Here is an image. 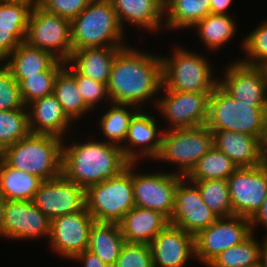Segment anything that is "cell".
<instances>
[{"mask_svg":"<svg viewBox=\"0 0 267 267\" xmlns=\"http://www.w3.org/2000/svg\"><path fill=\"white\" fill-rule=\"evenodd\" d=\"M125 243L119 223L94 221L87 249L105 264L114 267Z\"/></svg>","mask_w":267,"mask_h":267,"instance_id":"cell-27","label":"cell"},{"mask_svg":"<svg viewBox=\"0 0 267 267\" xmlns=\"http://www.w3.org/2000/svg\"><path fill=\"white\" fill-rule=\"evenodd\" d=\"M213 146L229 157L237 167L261 164V139L228 130H211Z\"/></svg>","mask_w":267,"mask_h":267,"instance_id":"cell-23","label":"cell"},{"mask_svg":"<svg viewBox=\"0 0 267 267\" xmlns=\"http://www.w3.org/2000/svg\"><path fill=\"white\" fill-rule=\"evenodd\" d=\"M261 165L267 168V131L261 139Z\"/></svg>","mask_w":267,"mask_h":267,"instance_id":"cell-48","label":"cell"},{"mask_svg":"<svg viewBox=\"0 0 267 267\" xmlns=\"http://www.w3.org/2000/svg\"><path fill=\"white\" fill-rule=\"evenodd\" d=\"M162 86L159 54L144 52L129 44L117 52L107 83L112 103L132 104L141 109L144 102L147 105L151 100L156 106Z\"/></svg>","mask_w":267,"mask_h":267,"instance_id":"cell-1","label":"cell"},{"mask_svg":"<svg viewBox=\"0 0 267 267\" xmlns=\"http://www.w3.org/2000/svg\"><path fill=\"white\" fill-rule=\"evenodd\" d=\"M158 97V109L169 125L164 130L195 128L206 125L211 93L181 92L167 90Z\"/></svg>","mask_w":267,"mask_h":267,"instance_id":"cell-11","label":"cell"},{"mask_svg":"<svg viewBox=\"0 0 267 267\" xmlns=\"http://www.w3.org/2000/svg\"><path fill=\"white\" fill-rule=\"evenodd\" d=\"M210 13V0H164L166 30L192 28Z\"/></svg>","mask_w":267,"mask_h":267,"instance_id":"cell-28","label":"cell"},{"mask_svg":"<svg viewBox=\"0 0 267 267\" xmlns=\"http://www.w3.org/2000/svg\"><path fill=\"white\" fill-rule=\"evenodd\" d=\"M94 221L86 207L51 220L48 238L51 250L72 260L88 248L89 233Z\"/></svg>","mask_w":267,"mask_h":267,"instance_id":"cell-14","label":"cell"},{"mask_svg":"<svg viewBox=\"0 0 267 267\" xmlns=\"http://www.w3.org/2000/svg\"><path fill=\"white\" fill-rule=\"evenodd\" d=\"M51 220L33 201L6 200L4 209L5 238L27 240L49 238Z\"/></svg>","mask_w":267,"mask_h":267,"instance_id":"cell-18","label":"cell"},{"mask_svg":"<svg viewBox=\"0 0 267 267\" xmlns=\"http://www.w3.org/2000/svg\"><path fill=\"white\" fill-rule=\"evenodd\" d=\"M206 126L210 130L234 131L262 139L267 131V107L238 102L218 85L209 97Z\"/></svg>","mask_w":267,"mask_h":267,"instance_id":"cell-6","label":"cell"},{"mask_svg":"<svg viewBox=\"0 0 267 267\" xmlns=\"http://www.w3.org/2000/svg\"><path fill=\"white\" fill-rule=\"evenodd\" d=\"M253 232L242 243L226 249L206 267H247L261 261L262 243Z\"/></svg>","mask_w":267,"mask_h":267,"instance_id":"cell-34","label":"cell"},{"mask_svg":"<svg viewBox=\"0 0 267 267\" xmlns=\"http://www.w3.org/2000/svg\"><path fill=\"white\" fill-rule=\"evenodd\" d=\"M21 43L22 41L14 33L0 31V63H5L9 54Z\"/></svg>","mask_w":267,"mask_h":267,"instance_id":"cell-44","label":"cell"},{"mask_svg":"<svg viewBox=\"0 0 267 267\" xmlns=\"http://www.w3.org/2000/svg\"><path fill=\"white\" fill-rule=\"evenodd\" d=\"M252 233L250 219L247 217H219L194 236L195 259L207 266L221 252L242 243Z\"/></svg>","mask_w":267,"mask_h":267,"instance_id":"cell-10","label":"cell"},{"mask_svg":"<svg viewBox=\"0 0 267 267\" xmlns=\"http://www.w3.org/2000/svg\"><path fill=\"white\" fill-rule=\"evenodd\" d=\"M233 0H210V13L229 15L227 10Z\"/></svg>","mask_w":267,"mask_h":267,"instance_id":"cell-47","label":"cell"},{"mask_svg":"<svg viewBox=\"0 0 267 267\" xmlns=\"http://www.w3.org/2000/svg\"><path fill=\"white\" fill-rule=\"evenodd\" d=\"M13 109H27L24 105L18 82L12 72L0 63V111Z\"/></svg>","mask_w":267,"mask_h":267,"instance_id":"cell-41","label":"cell"},{"mask_svg":"<svg viewBox=\"0 0 267 267\" xmlns=\"http://www.w3.org/2000/svg\"><path fill=\"white\" fill-rule=\"evenodd\" d=\"M157 120L144 112L142 108L130 121L124 143L120 146L129 163H137L145 157L155 160L162 143L163 127H158ZM160 129V130H159Z\"/></svg>","mask_w":267,"mask_h":267,"instance_id":"cell-19","label":"cell"},{"mask_svg":"<svg viewBox=\"0 0 267 267\" xmlns=\"http://www.w3.org/2000/svg\"><path fill=\"white\" fill-rule=\"evenodd\" d=\"M72 51L94 47L127 46L110 0H92L70 21ZM125 43V44H124Z\"/></svg>","mask_w":267,"mask_h":267,"instance_id":"cell-4","label":"cell"},{"mask_svg":"<svg viewBox=\"0 0 267 267\" xmlns=\"http://www.w3.org/2000/svg\"><path fill=\"white\" fill-rule=\"evenodd\" d=\"M153 267H185L195 258L194 235L168 224L149 244Z\"/></svg>","mask_w":267,"mask_h":267,"instance_id":"cell-20","label":"cell"},{"mask_svg":"<svg viewBox=\"0 0 267 267\" xmlns=\"http://www.w3.org/2000/svg\"><path fill=\"white\" fill-rule=\"evenodd\" d=\"M119 47H94L72 51L68 62L81 74L107 85Z\"/></svg>","mask_w":267,"mask_h":267,"instance_id":"cell-25","label":"cell"},{"mask_svg":"<svg viewBox=\"0 0 267 267\" xmlns=\"http://www.w3.org/2000/svg\"><path fill=\"white\" fill-rule=\"evenodd\" d=\"M33 202L47 218L53 220L83 210L86 207L85 189L61 174L57 178L44 180Z\"/></svg>","mask_w":267,"mask_h":267,"instance_id":"cell-17","label":"cell"},{"mask_svg":"<svg viewBox=\"0 0 267 267\" xmlns=\"http://www.w3.org/2000/svg\"><path fill=\"white\" fill-rule=\"evenodd\" d=\"M34 4L27 1L0 2V31L12 32L25 42L28 19Z\"/></svg>","mask_w":267,"mask_h":267,"instance_id":"cell-37","label":"cell"},{"mask_svg":"<svg viewBox=\"0 0 267 267\" xmlns=\"http://www.w3.org/2000/svg\"><path fill=\"white\" fill-rule=\"evenodd\" d=\"M109 105L101 115L98 126L107 139L104 141L121 146L126 139L130 121L140 108L132 104L112 102Z\"/></svg>","mask_w":267,"mask_h":267,"instance_id":"cell-31","label":"cell"},{"mask_svg":"<svg viewBox=\"0 0 267 267\" xmlns=\"http://www.w3.org/2000/svg\"><path fill=\"white\" fill-rule=\"evenodd\" d=\"M260 67L262 68L265 78H266V84H267V61H265L262 65H260Z\"/></svg>","mask_w":267,"mask_h":267,"instance_id":"cell-51","label":"cell"},{"mask_svg":"<svg viewBox=\"0 0 267 267\" xmlns=\"http://www.w3.org/2000/svg\"><path fill=\"white\" fill-rule=\"evenodd\" d=\"M245 58L238 59L240 62L260 66L267 61V20L261 22L257 28L247 35L242 41Z\"/></svg>","mask_w":267,"mask_h":267,"instance_id":"cell-40","label":"cell"},{"mask_svg":"<svg viewBox=\"0 0 267 267\" xmlns=\"http://www.w3.org/2000/svg\"><path fill=\"white\" fill-rule=\"evenodd\" d=\"M190 182L198 187L202 200L218 217L233 216L227 180L208 179Z\"/></svg>","mask_w":267,"mask_h":267,"instance_id":"cell-36","label":"cell"},{"mask_svg":"<svg viewBox=\"0 0 267 267\" xmlns=\"http://www.w3.org/2000/svg\"><path fill=\"white\" fill-rule=\"evenodd\" d=\"M64 68L75 78L84 103L91 111H94L101 101L111 103L106 84L81 75L68 61L65 62Z\"/></svg>","mask_w":267,"mask_h":267,"instance_id":"cell-39","label":"cell"},{"mask_svg":"<svg viewBox=\"0 0 267 267\" xmlns=\"http://www.w3.org/2000/svg\"><path fill=\"white\" fill-rule=\"evenodd\" d=\"M86 209L98 222L119 223L135 207L133 194V163L112 179L85 190Z\"/></svg>","mask_w":267,"mask_h":267,"instance_id":"cell-7","label":"cell"},{"mask_svg":"<svg viewBox=\"0 0 267 267\" xmlns=\"http://www.w3.org/2000/svg\"><path fill=\"white\" fill-rule=\"evenodd\" d=\"M247 267H264V265H263L262 261H259L258 263H255L253 265H249Z\"/></svg>","mask_w":267,"mask_h":267,"instance_id":"cell-53","label":"cell"},{"mask_svg":"<svg viewBox=\"0 0 267 267\" xmlns=\"http://www.w3.org/2000/svg\"><path fill=\"white\" fill-rule=\"evenodd\" d=\"M114 267H153L149 244L126 242Z\"/></svg>","mask_w":267,"mask_h":267,"instance_id":"cell-42","label":"cell"},{"mask_svg":"<svg viewBox=\"0 0 267 267\" xmlns=\"http://www.w3.org/2000/svg\"><path fill=\"white\" fill-rule=\"evenodd\" d=\"M212 147L213 134L206 125L164 130L155 161L175 164L177 170L174 173L186 177Z\"/></svg>","mask_w":267,"mask_h":267,"instance_id":"cell-8","label":"cell"},{"mask_svg":"<svg viewBox=\"0 0 267 267\" xmlns=\"http://www.w3.org/2000/svg\"><path fill=\"white\" fill-rule=\"evenodd\" d=\"M261 261L264 267H267V236L262 240Z\"/></svg>","mask_w":267,"mask_h":267,"instance_id":"cell-50","label":"cell"},{"mask_svg":"<svg viewBox=\"0 0 267 267\" xmlns=\"http://www.w3.org/2000/svg\"><path fill=\"white\" fill-rule=\"evenodd\" d=\"M25 42L67 62L72 54L70 20L47 12L36 3L28 19Z\"/></svg>","mask_w":267,"mask_h":267,"instance_id":"cell-9","label":"cell"},{"mask_svg":"<svg viewBox=\"0 0 267 267\" xmlns=\"http://www.w3.org/2000/svg\"><path fill=\"white\" fill-rule=\"evenodd\" d=\"M92 0H37V4L47 12L72 20L78 16Z\"/></svg>","mask_w":267,"mask_h":267,"instance_id":"cell-43","label":"cell"},{"mask_svg":"<svg viewBox=\"0 0 267 267\" xmlns=\"http://www.w3.org/2000/svg\"><path fill=\"white\" fill-rule=\"evenodd\" d=\"M168 224L169 219L161 212L137 206L119 222L126 242L144 244H150Z\"/></svg>","mask_w":267,"mask_h":267,"instance_id":"cell-24","label":"cell"},{"mask_svg":"<svg viewBox=\"0 0 267 267\" xmlns=\"http://www.w3.org/2000/svg\"><path fill=\"white\" fill-rule=\"evenodd\" d=\"M53 94L72 121L81 119L85 113L92 112L85 105L75 78L64 67L55 78Z\"/></svg>","mask_w":267,"mask_h":267,"instance_id":"cell-32","label":"cell"},{"mask_svg":"<svg viewBox=\"0 0 267 267\" xmlns=\"http://www.w3.org/2000/svg\"><path fill=\"white\" fill-rule=\"evenodd\" d=\"M252 232L258 225H262L267 230V197L262 203L261 208L255 213V215L250 219ZM267 235V234H266Z\"/></svg>","mask_w":267,"mask_h":267,"instance_id":"cell-46","label":"cell"},{"mask_svg":"<svg viewBox=\"0 0 267 267\" xmlns=\"http://www.w3.org/2000/svg\"><path fill=\"white\" fill-rule=\"evenodd\" d=\"M218 218L202 200L198 187L183 177L175 191L174 210L169 223L195 236Z\"/></svg>","mask_w":267,"mask_h":267,"instance_id":"cell-16","label":"cell"},{"mask_svg":"<svg viewBox=\"0 0 267 267\" xmlns=\"http://www.w3.org/2000/svg\"><path fill=\"white\" fill-rule=\"evenodd\" d=\"M219 86L238 102L251 104V107H267V84L260 66H251L232 61L225 68Z\"/></svg>","mask_w":267,"mask_h":267,"instance_id":"cell-15","label":"cell"},{"mask_svg":"<svg viewBox=\"0 0 267 267\" xmlns=\"http://www.w3.org/2000/svg\"><path fill=\"white\" fill-rule=\"evenodd\" d=\"M124 30L128 25L158 32L164 24V0H110Z\"/></svg>","mask_w":267,"mask_h":267,"instance_id":"cell-22","label":"cell"},{"mask_svg":"<svg viewBox=\"0 0 267 267\" xmlns=\"http://www.w3.org/2000/svg\"><path fill=\"white\" fill-rule=\"evenodd\" d=\"M6 199L0 194V237L5 238L4 231V209H5Z\"/></svg>","mask_w":267,"mask_h":267,"instance_id":"cell-49","label":"cell"},{"mask_svg":"<svg viewBox=\"0 0 267 267\" xmlns=\"http://www.w3.org/2000/svg\"><path fill=\"white\" fill-rule=\"evenodd\" d=\"M136 165L137 163H133L135 206L159 211L170 220L174 210L175 191L183 176L173 171L140 174L134 169Z\"/></svg>","mask_w":267,"mask_h":267,"instance_id":"cell-13","label":"cell"},{"mask_svg":"<svg viewBox=\"0 0 267 267\" xmlns=\"http://www.w3.org/2000/svg\"><path fill=\"white\" fill-rule=\"evenodd\" d=\"M64 65L65 62L58 59L48 70L42 72V75H27L18 83L25 106L53 94L55 78Z\"/></svg>","mask_w":267,"mask_h":267,"instance_id":"cell-35","label":"cell"},{"mask_svg":"<svg viewBox=\"0 0 267 267\" xmlns=\"http://www.w3.org/2000/svg\"><path fill=\"white\" fill-rule=\"evenodd\" d=\"M69 144L65 145L64 140L61 174L85 190L114 178L129 164L118 145L98 139L73 140Z\"/></svg>","mask_w":267,"mask_h":267,"instance_id":"cell-2","label":"cell"},{"mask_svg":"<svg viewBox=\"0 0 267 267\" xmlns=\"http://www.w3.org/2000/svg\"><path fill=\"white\" fill-rule=\"evenodd\" d=\"M64 140L55 135L33 134L22 138L0 152V159L9 167L38 176L43 181L62 173Z\"/></svg>","mask_w":267,"mask_h":267,"instance_id":"cell-3","label":"cell"},{"mask_svg":"<svg viewBox=\"0 0 267 267\" xmlns=\"http://www.w3.org/2000/svg\"><path fill=\"white\" fill-rule=\"evenodd\" d=\"M173 51L171 56H161L163 87L181 92L212 93L219 78L214 77L210 60L180 46Z\"/></svg>","mask_w":267,"mask_h":267,"instance_id":"cell-5","label":"cell"},{"mask_svg":"<svg viewBox=\"0 0 267 267\" xmlns=\"http://www.w3.org/2000/svg\"><path fill=\"white\" fill-rule=\"evenodd\" d=\"M57 60L52 53L22 42L9 54L4 64L19 83L27 75H42V72L48 70Z\"/></svg>","mask_w":267,"mask_h":267,"instance_id":"cell-26","label":"cell"},{"mask_svg":"<svg viewBox=\"0 0 267 267\" xmlns=\"http://www.w3.org/2000/svg\"><path fill=\"white\" fill-rule=\"evenodd\" d=\"M72 260H75V262H82L84 267H111L105 264L96 254L88 249L76 255Z\"/></svg>","mask_w":267,"mask_h":267,"instance_id":"cell-45","label":"cell"},{"mask_svg":"<svg viewBox=\"0 0 267 267\" xmlns=\"http://www.w3.org/2000/svg\"><path fill=\"white\" fill-rule=\"evenodd\" d=\"M30 132L55 135L62 139L72 123L54 94L39 98L27 106Z\"/></svg>","mask_w":267,"mask_h":267,"instance_id":"cell-21","label":"cell"},{"mask_svg":"<svg viewBox=\"0 0 267 267\" xmlns=\"http://www.w3.org/2000/svg\"><path fill=\"white\" fill-rule=\"evenodd\" d=\"M17 1H27V2H32L33 4L37 3V0H0V2H17Z\"/></svg>","mask_w":267,"mask_h":267,"instance_id":"cell-52","label":"cell"},{"mask_svg":"<svg viewBox=\"0 0 267 267\" xmlns=\"http://www.w3.org/2000/svg\"><path fill=\"white\" fill-rule=\"evenodd\" d=\"M233 215L251 219L267 197V168L239 167L227 179Z\"/></svg>","mask_w":267,"mask_h":267,"instance_id":"cell-12","label":"cell"},{"mask_svg":"<svg viewBox=\"0 0 267 267\" xmlns=\"http://www.w3.org/2000/svg\"><path fill=\"white\" fill-rule=\"evenodd\" d=\"M237 165L214 146L198 161L186 176L189 181L224 179L237 169Z\"/></svg>","mask_w":267,"mask_h":267,"instance_id":"cell-33","label":"cell"},{"mask_svg":"<svg viewBox=\"0 0 267 267\" xmlns=\"http://www.w3.org/2000/svg\"><path fill=\"white\" fill-rule=\"evenodd\" d=\"M42 182L38 176L9 167L0 159V194L6 200L33 201Z\"/></svg>","mask_w":267,"mask_h":267,"instance_id":"cell-29","label":"cell"},{"mask_svg":"<svg viewBox=\"0 0 267 267\" xmlns=\"http://www.w3.org/2000/svg\"><path fill=\"white\" fill-rule=\"evenodd\" d=\"M30 133L27 109L0 111V152Z\"/></svg>","mask_w":267,"mask_h":267,"instance_id":"cell-38","label":"cell"},{"mask_svg":"<svg viewBox=\"0 0 267 267\" xmlns=\"http://www.w3.org/2000/svg\"><path fill=\"white\" fill-rule=\"evenodd\" d=\"M236 20L231 15L211 14L209 13L199 22H197L193 28L198 32L204 46L208 48V51L215 52L226 45L231 38L235 36Z\"/></svg>","mask_w":267,"mask_h":267,"instance_id":"cell-30","label":"cell"}]
</instances>
